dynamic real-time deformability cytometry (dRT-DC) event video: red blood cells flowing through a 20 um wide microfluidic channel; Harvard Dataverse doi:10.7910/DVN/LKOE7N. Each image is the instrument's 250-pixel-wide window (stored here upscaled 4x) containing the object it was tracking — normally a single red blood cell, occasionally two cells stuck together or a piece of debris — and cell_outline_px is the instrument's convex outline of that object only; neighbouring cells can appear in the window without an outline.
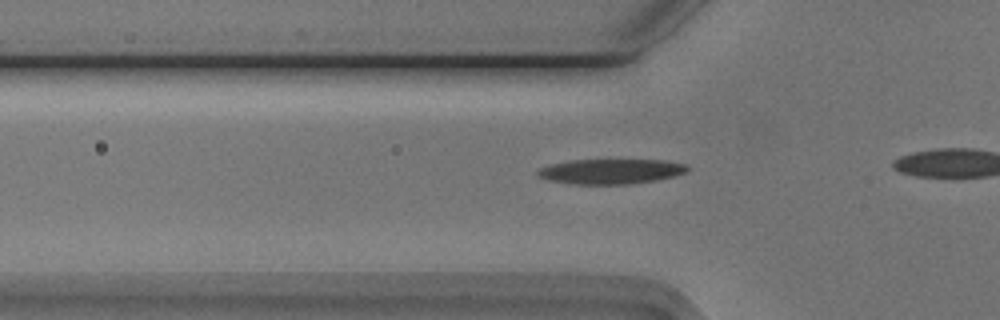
{"species": "Egyptian fruit bat (a non-hibernating species)", "species_latin": "Rousettus aegyptiacus", "temperature_condition": "cold", "stored_images_in_passage": 12, "camera_frame_rate_fps": 3000, "um_per_image_px": 0.085, "animal": {"sex": "male"}, "frame": {"image": 1, "passage_image": 6, "time_ms": 1.667, "image_size_px": [1000, 320], "cell_outline_px": [[688, 168], [684, 172], [676, 176], [656, 180], [632, 184], [572, 184], [548, 180], [540, 176], [536, 172], [540, 168], [552, 164], [572, 160], [664, 160], [684, 164]], "centroid_in_image_um": [51.92, 14.57], "position_along_channel_um": 73.9, "area_um2": 21.62}}
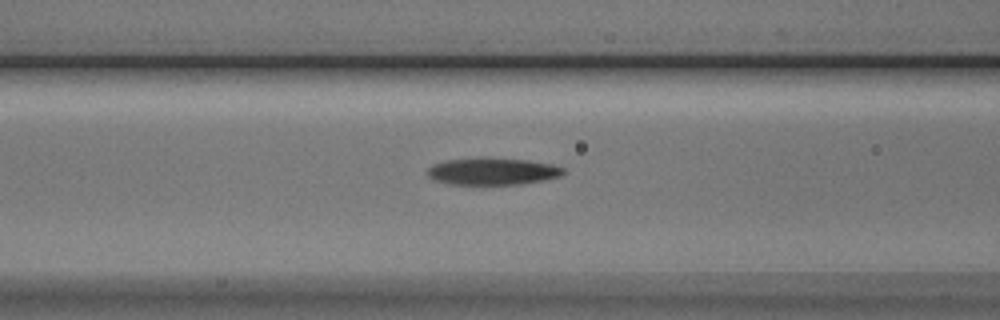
{"frame": {"image": 2, "passage_image": 10, "time_ms": 3.0, "image_size_px": [1000, 320], "cell_outline_px": [[564, 172], [560, 176], [544, 180], [520, 184], [452, 184], [432, 180], [428, 176], [428, 168], [432, 164], [444, 160], [528, 160], [552, 164], [564, 168]], "centroid_in_image_um": [41.86, 14.6], "position_along_channel_um": 124.7, "area_um2": 20.58}}